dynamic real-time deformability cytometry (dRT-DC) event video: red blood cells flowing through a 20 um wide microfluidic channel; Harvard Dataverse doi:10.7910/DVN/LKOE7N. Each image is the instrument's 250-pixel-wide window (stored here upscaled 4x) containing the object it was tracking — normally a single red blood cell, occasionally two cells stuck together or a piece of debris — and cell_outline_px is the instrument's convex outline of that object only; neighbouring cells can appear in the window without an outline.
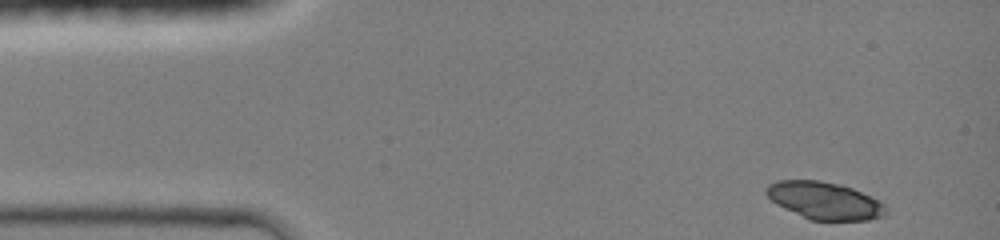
{"species": "common noctule bat (a hibernating species)", "species_latin": "Nyctalus noctula", "temperature_condition": "room temperature", "stored_images_in_passage": 40, "camera_frame_rate_fps": 3000, "um_per_image_px": 0.085, "animal": {"sex": "female", "body_mass_g": 19.0, "forearm_length_mm": 51.5}, "frame": {"image": 1, "passage_image": 1, "time_ms": 0.0, "image_size_px": [1000, 240], "cell_outline_px": [[888, 212], [884, 216], [868, 220], [808, 220], [776, 204], [764, 192], [764, 188], [768, 184], [776, 180], [820, 180], [840, 184], [852, 188], [888, 204]], "centroid_in_image_um": [70.1, 17.05], "position_along_channel_um": 14.9, "area_um2": 26.41}}
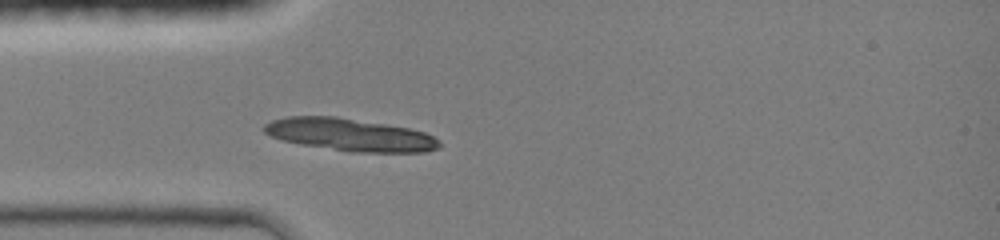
{"frame": {"image": 2, "passage_image": 10, "time_ms": 3.0, "image_size_px": [1000, 240], "cell_outline_px": [[440, 148], [424, 152], [348, 152], [300, 144], [280, 140], [264, 132], [260, 128], [264, 124], [272, 120], [288, 116], [336, 116], [408, 128], [424, 132], [440, 140]], "centroid_in_image_um": [29.71, 11.46], "position_along_channel_um": 55.3, "area_um2": 33.35}}